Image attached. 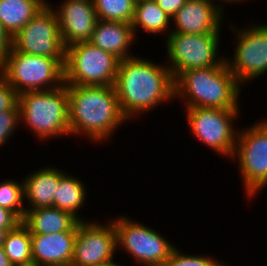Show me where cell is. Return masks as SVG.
<instances>
[{"label":"cell","mask_w":267,"mask_h":266,"mask_svg":"<svg viewBox=\"0 0 267 266\" xmlns=\"http://www.w3.org/2000/svg\"><path fill=\"white\" fill-rule=\"evenodd\" d=\"M114 87L128 120L175 98L174 79L167 63H152L136 55L120 60Z\"/></svg>","instance_id":"6da1fadb"},{"label":"cell","mask_w":267,"mask_h":266,"mask_svg":"<svg viewBox=\"0 0 267 266\" xmlns=\"http://www.w3.org/2000/svg\"><path fill=\"white\" fill-rule=\"evenodd\" d=\"M68 92L70 135H85L101 143L108 141L123 122L114 86L66 85Z\"/></svg>","instance_id":"7a4b0ae2"},{"label":"cell","mask_w":267,"mask_h":266,"mask_svg":"<svg viewBox=\"0 0 267 266\" xmlns=\"http://www.w3.org/2000/svg\"><path fill=\"white\" fill-rule=\"evenodd\" d=\"M240 86L224 62L181 72L174 79V97L184 99L186 108L239 109Z\"/></svg>","instance_id":"3957f363"},{"label":"cell","mask_w":267,"mask_h":266,"mask_svg":"<svg viewBox=\"0 0 267 266\" xmlns=\"http://www.w3.org/2000/svg\"><path fill=\"white\" fill-rule=\"evenodd\" d=\"M20 122L42 140L70 136L66 84L44 91L19 94Z\"/></svg>","instance_id":"277c9868"},{"label":"cell","mask_w":267,"mask_h":266,"mask_svg":"<svg viewBox=\"0 0 267 266\" xmlns=\"http://www.w3.org/2000/svg\"><path fill=\"white\" fill-rule=\"evenodd\" d=\"M65 59L18 52L13 48L0 63V74L18 94L58 88L64 82Z\"/></svg>","instance_id":"5b68a950"},{"label":"cell","mask_w":267,"mask_h":266,"mask_svg":"<svg viewBox=\"0 0 267 266\" xmlns=\"http://www.w3.org/2000/svg\"><path fill=\"white\" fill-rule=\"evenodd\" d=\"M120 59L91 42L66 48L64 82L66 85L114 86Z\"/></svg>","instance_id":"8992f818"},{"label":"cell","mask_w":267,"mask_h":266,"mask_svg":"<svg viewBox=\"0 0 267 266\" xmlns=\"http://www.w3.org/2000/svg\"><path fill=\"white\" fill-rule=\"evenodd\" d=\"M166 36L168 68L173 79L190 69L217 67L225 62L219 58L220 33L186 34L169 32ZM218 54V55H217Z\"/></svg>","instance_id":"52a82bcc"},{"label":"cell","mask_w":267,"mask_h":266,"mask_svg":"<svg viewBox=\"0 0 267 266\" xmlns=\"http://www.w3.org/2000/svg\"><path fill=\"white\" fill-rule=\"evenodd\" d=\"M235 157L245 193L248 199L255 198L267 185V119L238 131L232 158Z\"/></svg>","instance_id":"ba28073f"},{"label":"cell","mask_w":267,"mask_h":266,"mask_svg":"<svg viewBox=\"0 0 267 266\" xmlns=\"http://www.w3.org/2000/svg\"><path fill=\"white\" fill-rule=\"evenodd\" d=\"M117 219L112 220L117 232V248L121 247L141 265L164 266L176 246L155 229L126 215Z\"/></svg>","instance_id":"9c48e42d"},{"label":"cell","mask_w":267,"mask_h":266,"mask_svg":"<svg viewBox=\"0 0 267 266\" xmlns=\"http://www.w3.org/2000/svg\"><path fill=\"white\" fill-rule=\"evenodd\" d=\"M186 120L193 136L210 149L232 159L238 129L234 128L240 109L185 108ZM236 129V131H235Z\"/></svg>","instance_id":"30bf717a"},{"label":"cell","mask_w":267,"mask_h":266,"mask_svg":"<svg viewBox=\"0 0 267 266\" xmlns=\"http://www.w3.org/2000/svg\"><path fill=\"white\" fill-rule=\"evenodd\" d=\"M50 3L36 14L14 37L13 49L35 56L65 59L66 48L59 33L56 13Z\"/></svg>","instance_id":"8fae6325"},{"label":"cell","mask_w":267,"mask_h":266,"mask_svg":"<svg viewBox=\"0 0 267 266\" xmlns=\"http://www.w3.org/2000/svg\"><path fill=\"white\" fill-rule=\"evenodd\" d=\"M238 30L232 27L237 42L234 56L225 59L226 65L242 86L267 72V23L254 24ZM251 27V28H250Z\"/></svg>","instance_id":"7c38bea8"},{"label":"cell","mask_w":267,"mask_h":266,"mask_svg":"<svg viewBox=\"0 0 267 266\" xmlns=\"http://www.w3.org/2000/svg\"><path fill=\"white\" fill-rule=\"evenodd\" d=\"M117 232L113 221H80L70 266H108L115 263Z\"/></svg>","instance_id":"4fadbf2b"},{"label":"cell","mask_w":267,"mask_h":266,"mask_svg":"<svg viewBox=\"0 0 267 266\" xmlns=\"http://www.w3.org/2000/svg\"><path fill=\"white\" fill-rule=\"evenodd\" d=\"M52 8L56 13L59 33L67 48L72 44L90 41L98 20L93 0H65ZM59 7V8H58Z\"/></svg>","instance_id":"5bb4252c"},{"label":"cell","mask_w":267,"mask_h":266,"mask_svg":"<svg viewBox=\"0 0 267 266\" xmlns=\"http://www.w3.org/2000/svg\"><path fill=\"white\" fill-rule=\"evenodd\" d=\"M186 0L171 18L174 27L169 32L186 34L220 33L224 15L223 5L216 0ZM223 14V15H222Z\"/></svg>","instance_id":"9a60e30c"},{"label":"cell","mask_w":267,"mask_h":266,"mask_svg":"<svg viewBox=\"0 0 267 266\" xmlns=\"http://www.w3.org/2000/svg\"><path fill=\"white\" fill-rule=\"evenodd\" d=\"M78 224L70 231L31 234L32 259L40 266H70Z\"/></svg>","instance_id":"2e32d148"},{"label":"cell","mask_w":267,"mask_h":266,"mask_svg":"<svg viewBox=\"0 0 267 266\" xmlns=\"http://www.w3.org/2000/svg\"><path fill=\"white\" fill-rule=\"evenodd\" d=\"M131 23L97 20L91 42L97 48L124 60L133 57L130 47L135 41Z\"/></svg>","instance_id":"e0dca14e"},{"label":"cell","mask_w":267,"mask_h":266,"mask_svg":"<svg viewBox=\"0 0 267 266\" xmlns=\"http://www.w3.org/2000/svg\"><path fill=\"white\" fill-rule=\"evenodd\" d=\"M33 172L23 179L24 198L31 204L29 208H26V211L42 207H54L57 187L66 171L64 173L57 167H44Z\"/></svg>","instance_id":"ac0fdd59"},{"label":"cell","mask_w":267,"mask_h":266,"mask_svg":"<svg viewBox=\"0 0 267 266\" xmlns=\"http://www.w3.org/2000/svg\"><path fill=\"white\" fill-rule=\"evenodd\" d=\"M80 221L69 212L56 207H42L26 211L22 223L30 234H55L72 230Z\"/></svg>","instance_id":"d6986e66"},{"label":"cell","mask_w":267,"mask_h":266,"mask_svg":"<svg viewBox=\"0 0 267 266\" xmlns=\"http://www.w3.org/2000/svg\"><path fill=\"white\" fill-rule=\"evenodd\" d=\"M47 0H0V24L14 37L46 5Z\"/></svg>","instance_id":"ffe728a7"},{"label":"cell","mask_w":267,"mask_h":266,"mask_svg":"<svg viewBox=\"0 0 267 266\" xmlns=\"http://www.w3.org/2000/svg\"><path fill=\"white\" fill-rule=\"evenodd\" d=\"M86 191L87 189L81 180L66 173L59 181L54 197V207L69 212L79 221H86L84 218H80L77 212L84 206Z\"/></svg>","instance_id":"44dd1931"},{"label":"cell","mask_w":267,"mask_h":266,"mask_svg":"<svg viewBox=\"0 0 267 266\" xmlns=\"http://www.w3.org/2000/svg\"><path fill=\"white\" fill-rule=\"evenodd\" d=\"M170 21L171 17L158 6L156 1H142L136 2L131 26L134 35L139 28H143L147 33L160 34L168 30Z\"/></svg>","instance_id":"7402d4cb"},{"label":"cell","mask_w":267,"mask_h":266,"mask_svg":"<svg viewBox=\"0 0 267 266\" xmlns=\"http://www.w3.org/2000/svg\"><path fill=\"white\" fill-rule=\"evenodd\" d=\"M2 247L12 266L33 260L31 234L22 222L7 232Z\"/></svg>","instance_id":"603a6c76"},{"label":"cell","mask_w":267,"mask_h":266,"mask_svg":"<svg viewBox=\"0 0 267 266\" xmlns=\"http://www.w3.org/2000/svg\"><path fill=\"white\" fill-rule=\"evenodd\" d=\"M97 18L104 21L131 23L135 0H93Z\"/></svg>","instance_id":"cb8c5ba5"},{"label":"cell","mask_w":267,"mask_h":266,"mask_svg":"<svg viewBox=\"0 0 267 266\" xmlns=\"http://www.w3.org/2000/svg\"><path fill=\"white\" fill-rule=\"evenodd\" d=\"M21 182H15L11 179L0 182V206L14 212L23 220L26 207L24 206V184L23 181Z\"/></svg>","instance_id":"d4e9b609"},{"label":"cell","mask_w":267,"mask_h":266,"mask_svg":"<svg viewBox=\"0 0 267 266\" xmlns=\"http://www.w3.org/2000/svg\"><path fill=\"white\" fill-rule=\"evenodd\" d=\"M223 262H219L209 256L184 255L179 249L175 248L164 266H223Z\"/></svg>","instance_id":"484cf974"},{"label":"cell","mask_w":267,"mask_h":266,"mask_svg":"<svg viewBox=\"0 0 267 266\" xmlns=\"http://www.w3.org/2000/svg\"><path fill=\"white\" fill-rule=\"evenodd\" d=\"M18 125H21L18 105L13 110L0 112V147L7 143Z\"/></svg>","instance_id":"4316f807"},{"label":"cell","mask_w":267,"mask_h":266,"mask_svg":"<svg viewBox=\"0 0 267 266\" xmlns=\"http://www.w3.org/2000/svg\"><path fill=\"white\" fill-rule=\"evenodd\" d=\"M19 102V94L0 74V112L13 110Z\"/></svg>","instance_id":"83f0119b"},{"label":"cell","mask_w":267,"mask_h":266,"mask_svg":"<svg viewBox=\"0 0 267 266\" xmlns=\"http://www.w3.org/2000/svg\"><path fill=\"white\" fill-rule=\"evenodd\" d=\"M22 220L12 211L0 206V228L14 229Z\"/></svg>","instance_id":"f1b7e54d"},{"label":"cell","mask_w":267,"mask_h":266,"mask_svg":"<svg viewBox=\"0 0 267 266\" xmlns=\"http://www.w3.org/2000/svg\"><path fill=\"white\" fill-rule=\"evenodd\" d=\"M13 47V37L0 24V63L5 59Z\"/></svg>","instance_id":"f546056e"},{"label":"cell","mask_w":267,"mask_h":266,"mask_svg":"<svg viewBox=\"0 0 267 266\" xmlns=\"http://www.w3.org/2000/svg\"><path fill=\"white\" fill-rule=\"evenodd\" d=\"M156 2L172 18L183 7L186 0H156Z\"/></svg>","instance_id":"4dcf8cb0"},{"label":"cell","mask_w":267,"mask_h":266,"mask_svg":"<svg viewBox=\"0 0 267 266\" xmlns=\"http://www.w3.org/2000/svg\"><path fill=\"white\" fill-rule=\"evenodd\" d=\"M0 266H12L3 247H0Z\"/></svg>","instance_id":"1f68e13d"},{"label":"cell","mask_w":267,"mask_h":266,"mask_svg":"<svg viewBox=\"0 0 267 266\" xmlns=\"http://www.w3.org/2000/svg\"><path fill=\"white\" fill-rule=\"evenodd\" d=\"M13 230V229H2L0 228V247L3 246V242L5 240V236L8 231Z\"/></svg>","instance_id":"d6a6232c"},{"label":"cell","mask_w":267,"mask_h":266,"mask_svg":"<svg viewBox=\"0 0 267 266\" xmlns=\"http://www.w3.org/2000/svg\"><path fill=\"white\" fill-rule=\"evenodd\" d=\"M16 266H40V265L36 263L34 260H31L29 262L18 264Z\"/></svg>","instance_id":"836d02e7"},{"label":"cell","mask_w":267,"mask_h":266,"mask_svg":"<svg viewBox=\"0 0 267 266\" xmlns=\"http://www.w3.org/2000/svg\"><path fill=\"white\" fill-rule=\"evenodd\" d=\"M218 1L220 2V4H221V2H223L225 4H226V2H227V4L228 3H232L233 4L234 2H238V1L239 2L241 1L242 2V0H218ZM243 2H244V0H243Z\"/></svg>","instance_id":"e575fe53"},{"label":"cell","mask_w":267,"mask_h":266,"mask_svg":"<svg viewBox=\"0 0 267 266\" xmlns=\"http://www.w3.org/2000/svg\"><path fill=\"white\" fill-rule=\"evenodd\" d=\"M108 266H123V265H119V263H113V264H111V265H108Z\"/></svg>","instance_id":"d590c367"},{"label":"cell","mask_w":267,"mask_h":266,"mask_svg":"<svg viewBox=\"0 0 267 266\" xmlns=\"http://www.w3.org/2000/svg\"><path fill=\"white\" fill-rule=\"evenodd\" d=\"M136 2H142V1H156V0H135Z\"/></svg>","instance_id":"8d00e7d4"}]
</instances>
